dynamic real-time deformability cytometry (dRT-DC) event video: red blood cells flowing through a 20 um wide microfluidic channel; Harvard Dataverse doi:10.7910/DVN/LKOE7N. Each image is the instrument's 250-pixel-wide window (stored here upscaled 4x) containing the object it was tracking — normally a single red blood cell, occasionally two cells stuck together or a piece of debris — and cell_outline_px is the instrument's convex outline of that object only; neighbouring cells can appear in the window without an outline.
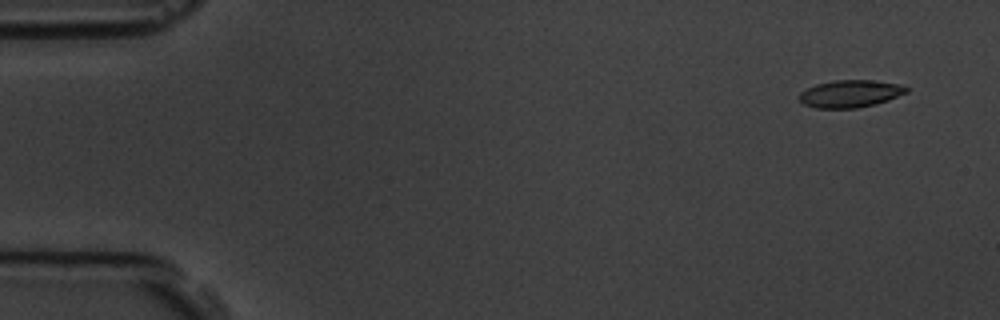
{"species": "common noctule bat (a hibernating species)", "species_latin": "Nyctalus noctula", "temperature_condition": "room temperature", "stored_images_in_passage": 4, "camera_frame_rate_fps": 3000, "um_per_image_px": 0.085, "animal": {"sex": "male", "body_mass_g": 19.5, "forearm_length_mm": 54.6}, "frame": {"image": 1, "passage_image": 1, "time_ms": 0.0, "image_size_px": [1000, 320], "cell_outline_px": [[908, 92], [888, 100], [876, 104], [856, 108], [816, 108], [804, 104], [800, 100], [800, 92], [816, 84], [836, 80], [872, 80], [904, 84], [908, 88]], "centroid_in_image_um": [72.32, 7.96], "position_along_channel_um": 12.7, "area_um2": 17.11}}
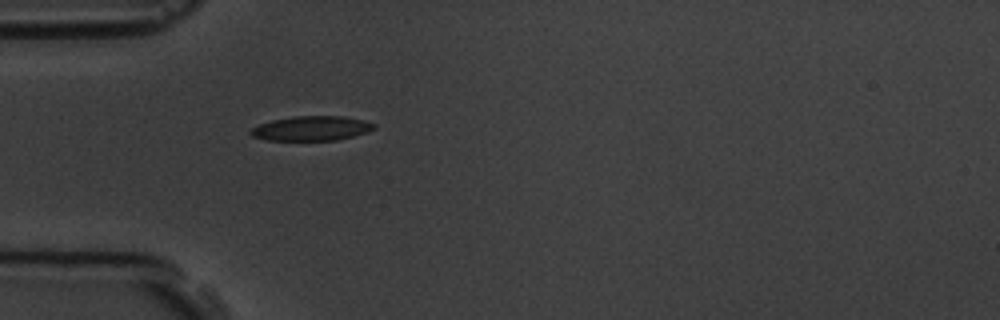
{"frame": {"image": 2, "passage_image": 4, "time_ms": 4.333, "image_size_px": [1000, 320], "cell_outline_px": [[376, 128], [368, 132], [336, 140], [268, 140], [252, 136], [248, 132], [252, 128], [260, 124], [272, 120], [292, 116], [344, 116], [364, 120], [376, 124]], "centroid_in_image_um": [26.49, 10.9], "position_along_channel_um": 58.5, "area_um2": 17.69}}